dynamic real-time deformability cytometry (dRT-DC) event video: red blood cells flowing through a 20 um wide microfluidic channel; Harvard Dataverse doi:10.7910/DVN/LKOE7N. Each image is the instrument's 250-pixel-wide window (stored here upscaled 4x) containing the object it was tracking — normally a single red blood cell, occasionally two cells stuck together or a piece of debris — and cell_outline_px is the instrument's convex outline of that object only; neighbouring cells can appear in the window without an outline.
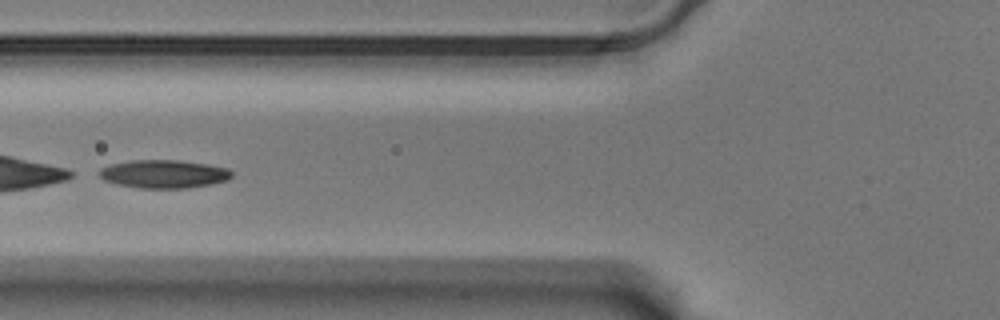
{"species": "Egyptian fruit bat (a non-hibernating species)", "species_latin": "Rousettus aegyptiacus", "temperature_condition": "warm", "stored_images_in_passage": 41, "camera_frame_rate_fps": 3000, "um_per_image_px": 0.085, "animal": {"sex": "male"}, "frame": {"image": 1, "passage_image": 7, "time_ms": 2.0, "image_size_px": [1000, 320], "cell_outline_px": [[232, 176], [228, 180], [212, 184], [188, 188], [140, 188], [116, 184], [104, 180], [96, 172], [100, 168], [108, 164], [128, 160], [180, 160], [208, 164], [228, 168], [232, 172]], "centroid_in_image_um": [13.89, 14.78], "position_along_channel_um": 111.9, "area_um2": 22.14}}
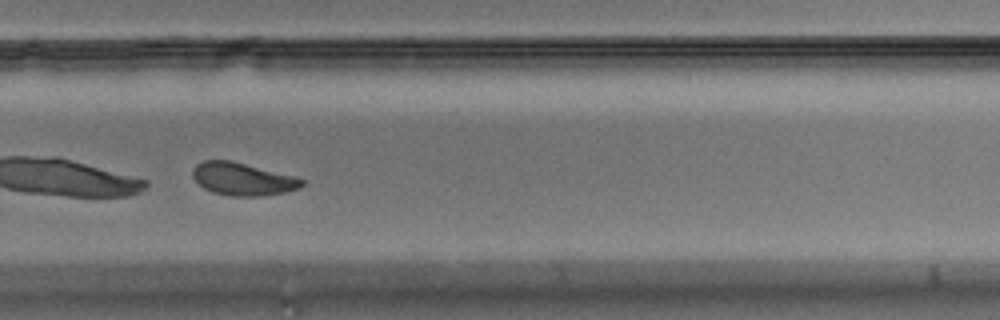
{"frame": {"image": 2, "passage_image": 24, "time_ms": 7.667, "image_size_px": [1000, 320], "cell_outline_px": [[304, 184], [300, 188], [284, 192], [260, 196], [232, 196], [212, 192], [204, 188], [192, 176], [192, 168], [196, 164], [204, 160], [228, 160], [296, 176], [304, 180]], "centroid_in_image_um": [20.62, 15.22], "position_along_channel_um": 309.2, "area_um2": 20.69}, "authors_computed_cell_mechanics": {"area_um2": 21.4438, "velocity_mm_per_s": 3.485, "shape_relaxation_time_tau1_ms": 1.9581, "shape_relaxation_time_tau2_ms": null, "deformation_change_tau1": 0.2236, "deformation_change_tau2": null}}